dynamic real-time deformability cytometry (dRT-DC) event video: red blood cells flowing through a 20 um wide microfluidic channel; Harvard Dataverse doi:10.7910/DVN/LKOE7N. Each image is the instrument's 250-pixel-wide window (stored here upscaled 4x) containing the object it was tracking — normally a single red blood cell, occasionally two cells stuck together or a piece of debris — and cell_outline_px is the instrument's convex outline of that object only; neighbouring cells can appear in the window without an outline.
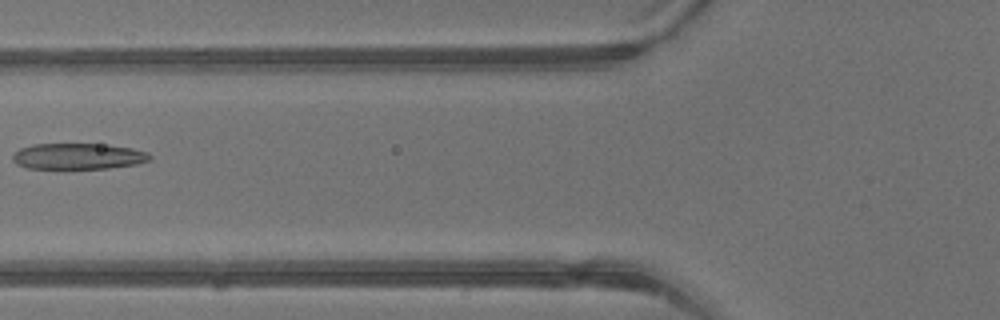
{"species": "common noctule bat (a hibernating species)", "species_latin": "Nyctalus noctula", "temperature_condition": "warm", "stored_images_in_passage": 2, "camera_frame_rate_fps": 3000, "um_per_image_px": 0.085, "animal": {"sex": "male", "body_mass_g": 13.3}, "frame": {"image": 1, "passage_image": 2, "time_ms": 0.333, "image_size_px": [1000, 320], "cell_outline_px": [[152, 156], [148, 160], [136, 164], [108, 168], [64, 172], [28, 168], [16, 164], [12, 160], [12, 156], [20, 148], [32, 144], [100, 144], [132, 148], [148, 152]], "centroid_in_image_um": [6.57, 13.34], "position_along_channel_um": 119.2, "area_um2": 21.79}}